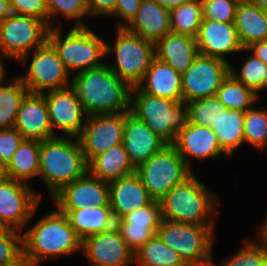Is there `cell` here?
<instances>
[{
	"label": "cell",
	"mask_w": 267,
	"mask_h": 266,
	"mask_svg": "<svg viewBox=\"0 0 267 266\" xmlns=\"http://www.w3.org/2000/svg\"><path fill=\"white\" fill-rule=\"evenodd\" d=\"M71 79L70 84L87 116L130 112L132 87L105 62L99 67L76 73Z\"/></svg>",
	"instance_id": "6da1fadb"
},
{
	"label": "cell",
	"mask_w": 267,
	"mask_h": 266,
	"mask_svg": "<svg viewBox=\"0 0 267 266\" xmlns=\"http://www.w3.org/2000/svg\"><path fill=\"white\" fill-rule=\"evenodd\" d=\"M81 244L82 240L71 227L67 215L56 208L22 234L24 264L37 266L57 255L81 252Z\"/></svg>",
	"instance_id": "7a4b0ae2"
},
{
	"label": "cell",
	"mask_w": 267,
	"mask_h": 266,
	"mask_svg": "<svg viewBox=\"0 0 267 266\" xmlns=\"http://www.w3.org/2000/svg\"><path fill=\"white\" fill-rule=\"evenodd\" d=\"M87 172L88 162L77 137L57 135L40 141L38 177L43 180L51 196Z\"/></svg>",
	"instance_id": "3957f363"
},
{
	"label": "cell",
	"mask_w": 267,
	"mask_h": 266,
	"mask_svg": "<svg viewBox=\"0 0 267 266\" xmlns=\"http://www.w3.org/2000/svg\"><path fill=\"white\" fill-rule=\"evenodd\" d=\"M215 195L193 173L159 200L162 219L200 226H214L211 215L217 214L218 201Z\"/></svg>",
	"instance_id": "277c9868"
},
{
	"label": "cell",
	"mask_w": 267,
	"mask_h": 266,
	"mask_svg": "<svg viewBox=\"0 0 267 266\" xmlns=\"http://www.w3.org/2000/svg\"><path fill=\"white\" fill-rule=\"evenodd\" d=\"M130 113L145 122L167 144L175 142L177 134L189 121L186 102L154 97L137 86L131 89Z\"/></svg>",
	"instance_id": "5b68a950"
},
{
	"label": "cell",
	"mask_w": 267,
	"mask_h": 266,
	"mask_svg": "<svg viewBox=\"0 0 267 266\" xmlns=\"http://www.w3.org/2000/svg\"><path fill=\"white\" fill-rule=\"evenodd\" d=\"M60 27L50 28L48 42L57 51L67 71L74 74L96 68L104 63L106 41L95 34L89 27H72L65 37L61 36Z\"/></svg>",
	"instance_id": "8992f818"
},
{
	"label": "cell",
	"mask_w": 267,
	"mask_h": 266,
	"mask_svg": "<svg viewBox=\"0 0 267 266\" xmlns=\"http://www.w3.org/2000/svg\"><path fill=\"white\" fill-rule=\"evenodd\" d=\"M113 46L106 42V55L116 54L115 64L108 66L120 79L131 87H136L156 57L155 43L143 39L125 27H118Z\"/></svg>",
	"instance_id": "52a82bcc"
},
{
	"label": "cell",
	"mask_w": 267,
	"mask_h": 266,
	"mask_svg": "<svg viewBox=\"0 0 267 266\" xmlns=\"http://www.w3.org/2000/svg\"><path fill=\"white\" fill-rule=\"evenodd\" d=\"M150 197L161 200L174 186L183 183L193 171L172 144H167L161 151L136 168Z\"/></svg>",
	"instance_id": "ba28073f"
},
{
	"label": "cell",
	"mask_w": 267,
	"mask_h": 266,
	"mask_svg": "<svg viewBox=\"0 0 267 266\" xmlns=\"http://www.w3.org/2000/svg\"><path fill=\"white\" fill-rule=\"evenodd\" d=\"M50 27L38 18L12 13L0 23V50L8 58L28 62V55L48 41Z\"/></svg>",
	"instance_id": "9c48e42d"
},
{
	"label": "cell",
	"mask_w": 267,
	"mask_h": 266,
	"mask_svg": "<svg viewBox=\"0 0 267 266\" xmlns=\"http://www.w3.org/2000/svg\"><path fill=\"white\" fill-rule=\"evenodd\" d=\"M156 235L186 264L204 260L212 253L214 226L162 220Z\"/></svg>",
	"instance_id": "30bf717a"
},
{
	"label": "cell",
	"mask_w": 267,
	"mask_h": 266,
	"mask_svg": "<svg viewBox=\"0 0 267 266\" xmlns=\"http://www.w3.org/2000/svg\"><path fill=\"white\" fill-rule=\"evenodd\" d=\"M229 62L199 54L181 74L183 101L215 97L218 88L230 73Z\"/></svg>",
	"instance_id": "8fae6325"
},
{
	"label": "cell",
	"mask_w": 267,
	"mask_h": 266,
	"mask_svg": "<svg viewBox=\"0 0 267 266\" xmlns=\"http://www.w3.org/2000/svg\"><path fill=\"white\" fill-rule=\"evenodd\" d=\"M33 51L28 73L20 77L29 93L41 94L71 86L69 85L70 73L48 41Z\"/></svg>",
	"instance_id": "7c38bea8"
},
{
	"label": "cell",
	"mask_w": 267,
	"mask_h": 266,
	"mask_svg": "<svg viewBox=\"0 0 267 266\" xmlns=\"http://www.w3.org/2000/svg\"><path fill=\"white\" fill-rule=\"evenodd\" d=\"M85 120L86 123L77 138L87 162L109 148L122 144L125 112L94 114Z\"/></svg>",
	"instance_id": "4fadbf2b"
},
{
	"label": "cell",
	"mask_w": 267,
	"mask_h": 266,
	"mask_svg": "<svg viewBox=\"0 0 267 266\" xmlns=\"http://www.w3.org/2000/svg\"><path fill=\"white\" fill-rule=\"evenodd\" d=\"M41 201V195L34 193L28 183L11 178L0 181V219L14 230L31 220Z\"/></svg>",
	"instance_id": "5bb4252c"
},
{
	"label": "cell",
	"mask_w": 267,
	"mask_h": 266,
	"mask_svg": "<svg viewBox=\"0 0 267 266\" xmlns=\"http://www.w3.org/2000/svg\"><path fill=\"white\" fill-rule=\"evenodd\" d=\"M52 198L57 209L66 215L71 210L88 206H110L109 184L87 172L83 177L64 185Z\"/></svg>",
	"instance_id": "9a60e30c"
},
{
	"label": "cell",
	"mask_w": 267,
	"mask_h": 266,
	"mask_svg": "<svg viewBox=\"0 0 267 266\" xmlns=\"http://www.w3.org/2000/svg\"><path fill=\"white\" fill-rule=\"evenodd\" d=\"M46 101L53 134L56 128L68 136L78 137L87 114L72 86L41 93ZM84 115V116H83Z\"/></svg>",
	"instance_id": "2e32d148"
},
{
	"label": "cell",
	"mask_w": 267,
	"mask_h": 266,
	"mask_svg": "<svg viewBox=\"0 0 267 266\" xmlns=\"http://www.w3.org/2000/svg\"><path fill=\"white\" fill-rule=\"evenodd\" d=\"M81 252L90 266H128L134 261V252L126 245L116 226L84 238Z\"/></svg>",
	"instance_id": "e0dca14e"
},
{
	"label": "cell",
	"mask_w": 267,
	"mask_h": 266,
	"mask_svg": "<svg viewBox=\"0 0 267 266\" xmlns=\"http://www.w3.org/2000/svg\"><path fill=\"white\" fill-rule=\"evenodd\" d=\"M199 54L228 62L226 54L243 51L235 23L203 19L195 37ZM225 55V56H224Z\"/></svg>",
	"instance_id": "ac0fdd59"
},
{
	"label": "cell",
	"mask_w": 267,
	"mask_h": 266,
	"mask_svg": "<svg viewBox=\"0 0 267 266\" xmlns=\"http://www.w3.org/2000/svg\"><path fill=\"white\" fill-rule=\"evenodd\" d=\"M122 144L135 168L148 161L167 145L145 122L137 119L130 112H125Z\"/></svg>",
	"instance_id": "d6986e66"
},
{
	"label": "cell",
	"mask_w": 267,
	"mask_h": 266,
	"mask_svg": "<svg viewBox=\"0 0 267 266\" xmlns=\"http://www.w3.org/2000/svg\"><path fill=\"white\" fill-rule=\"evenodd\" d=\"M14 128L29 140H47L53 134L48 107L40 93H28L20 105Z\"/></svg>",
	"instance_id": "ffe728a7"
},
{
	"label": "cell",
	"mask_w": 267,
	"mask_h": 266,
	"mask_svg": "<svg viewBox=\"0 0 267 266\" xmlns=\"http://www.w3.org/2000/svg\"><path fill=\"white\" fill-rule=\"evenodd\" d=\"M186 164L191 168L190 160L187 157H194L198 160L218 158L225 154L220 147L217 136L209 126H198L188 121L187 125L177 134L172 144Z\"/></svg>",
	"instance_id": "44dd1931"
},
{
	"label": "cell",
	"mask_w": 267,
	"mask_h": 266,
	"mask_svg": "<svg viewBox=\"0 0 267 266\" xmlns=\"http://www.w3.org/2000/svg\"><path fill=\"white\" fill-rule=\"evenodd\" d=\"M108 184L109 205L115 220H120L133 210L142 208L153 201L136 172Z\"/></svg>",
	"instance_id": "7402d4cb"
},
{
	"label": "cell",
	"mask_w": 267,
	"mask_h": 266,
	"mask_svg": "<svg viewBox=\"0 0 267 266\" xmlns=\"http://www.w3.org/2000/svg\"><path fill=\"white\" fill-rule=\"evenodd\" d=\"M137 87L144 93L175 102L183 101L181 73L155 57Z\"/></svg>",
	"instance_id": "603a6c76"
},
{
	"label": "cell",
	"mask_w": 267,
	"mask_h": 266,
	"mask_svg": "<svg viewBox=\"0 0 267 266\" xmlns=\"http://www.w3.org/2000/svg\"><path fill=\"white\" fill-rule=\"evenodd\" d=\"M156 57L184 73L199 55L195 37L170 31L155 44Z\"/></svg>",
	"instance_id": "cb8c5ba5"
},
{
	"label": "cell",
	"mask_w": 267,
	"mask_h": 266,
	"mask_svg": "<svg viewBox=\"0 0 267 266\" xmlns=\"http://www.w3.org/2000/svg\"><path fill=\"white\" fill-rule=\"evenodd\" d=\"M125 28L156 44L171 31L170 11L153 0H142L137 14Z\"/></svg>",
	"instance_id": "d4e9b609"
},
{
	"label": "cell",
	"mask_w": 267,
	"mask_h": 266,
	"mask_svg": "<svg viewBox=\"0 0 267 266\" xmlns=\"http://www.w3.org/2000/svg\"><path fill=\"white\" fill-rule=\"evenodd\" d=\"M88 172L104 182H111L136 172L123 144L109 148L88 162Z\"/></svg>",
	"instance_id": "484cf974"
},
{
	"label": "cell",
	"mask_w": 267,
	"mask_h": 266,
	"mask_svg": "<svg viewBox=\"0 0 267 266\" xmlns=\"http://www.w3.org/2000/svg\"><path fill=\"white\" fill-rule=\"evenodd\" d=\"M234 23L243 48L267 40V24L263 8L246 0H240L236 7Z\"/></svg>",
	"instance_id": "4316f807"
},
{
	"label": "cell",
	"mask_w": 267,
	"mask_h": 266,
	"mask_svg": "<svg viewBox=\"0 0 267 266\" xmlns=\"http://www.w3.org/2000/svg\"><path fill=\"white\" fill-rule=\"evenodd\" d=\"M67 217L81 240L111 230L116 225L110 206H88L84 209L71 210Z\"/></svg>",
	"instance_id": "83f0119b"
},
{
	"label": "cell",
	"mask_w": 267,
	"mask_h": 266,
	"mask_svg": "<svg viewBox=\"0 0 267 266\" xmlns=\"http://www.w3.org/2000/svg\"><path fill=\"white\" fill-rule=\"evenodd\" d=\"M244 112L226 109L219 110V113L210 124V128L217 136L221 149L228 155L234 154L236 148L244 141Z\"/></svg>",
	"instance_id": "f1b7e54d"
},
{
	"label": "cell",
	"mask_w": 267,
	"mask_h": 266,
	"mask_svg": "<svg viewBox=\"0 0 267 266\" xmlns=\"http://www.w3.org/2000/svg\"><path fill=\"white\" fill-rule=\"evenodd\" d=\"M40 141L24 139L7 164L9 177L26 183L39 176Z\"/></svg>",
	"instance_id": "f546056e"
},
{
	"label": "cell",
	"mask_w": 267,
	"mask_h": 266,
	"mask_svg": "<svg viewBox=\"0 0 267 266\" xmlns=\"http://www.w3.org/2000/svg\"><path fill=\"white\" fill-rule=\"evenodd\" d=\"M134 261L140 266H185L182 257L155 235L134 253Z\"/></svg>",
	"instance_id": "4dcf8cb0"
},
{
	"label": "cell",
	"mask_w": 267,
	"mask_h": 266,
	"mask_svg": "<svg viewBox=\"0 0 267 266\" xmlns=\"http://www.w3.org/2000/svg\"><path fill=\"white\" fill-rule=\"evenodd\" d=\"M216 97L226 109L240 112H246L251 109L252 105L257 100L256 93L242 84L230 73L218 88Z\"/></svg>",
	"instance_id": "1f68e13d"
},
{
	"label": "cell",
	"mask_w": 267,
	"mask_h": 266,
	"mask_svg": "<svg viewBox=\"0 0 267 266\" xmlns=\"http://www.w3.org/2000/svg\"><path fill=\"white\" fill-rule=\"evenodd\" d=\"M28 93L20 77L8 86L0 84V129L14 128L20 105Z\"/></svg>",
	"instance_id": "d6a6232c"
},
{
	"label": "cell",
	"mask_w": 267,
	"mask_h": 266,
	"mask_svg": "<svg viewBox=\"0 0 267 266\" xmlns=\"http://www.w3.org/2000/svg\"><path fill=\"white\" fill-rule=\"evenodd\" d=\"M203 20L201 0H191L170 11L171 31L196 37Z\"/></svg>",
	"instance_id": "836d02e7"
},
{
	"label": "cell",
	"mask_w": 267,
	"mask_h": 266,
	"mask_svg": "<svg viewBox=\"0 0 267 266\" xmlns=\"http://www.w3.org/2000/svg\"><path fill=\"white\" fill-rule=\"evenodd\" d=\"M244 141L260 150L267 147V111L254 109L244 112Z\"/></svg>",
	"instance_id": "e575fe53"
},
{
	"label": "cell",
	"mask_w": 267,
	"mask_h": 266,
	"mask_svg": "<svg viewBox=\"0 0 267 266\" xmlns=\"http://www.w3.org/2000/svg\"><path fill=\"white\" fill-rule=\"evenodd\" d=\"M246 57L247 58L245 59L244 64L241 67L240 73L236 72V70L233 69V66H230V74H232L242 84L256 93L258 99V91L263 84L267 71V65L252 53Z\"/></svg>",
	"instance_id": "d590c367"
},
{
	"label": "cell",
	"mask_w": 267,
	"mask_h": 266,
	"mask_svg": "<svg viewBox=\"0 0 267 266\" xmlns=\"http://www.w3.org/2000/svg\"><path fill=\"white\" fill-rule=\"evenodd\" d=\"M48 9V26L52 28L51 17L62 14L68 20L78 19L73 27H88L81 19L89 15L87 0H46Z\"/></svg>",
	"instance_id": "8d00e7d4"
},
{
	"label": "cell",
	"mask_w": 267,
	"mask_h": 266,
	"mask_svg": "<svg viewBox=\"0 0 267 266\" xmlns=\"http://www.w3.org/2000/svg\"><path fill=\"white\" fill-rule=\"evenodd\" d=\"M162 220L160 203L159 201L153 200L150 204L135 209L122 219L116 220V225L150 227L156 233Z\"/></svg>",
	"instance_id": "74e56055"
},
{
	"label": "cell",
	"mask_w": 267,
	"mask_h": 266,
	"mask_svg": "<svg viewBox=\"0 0 267 266\" xmlns=\"http://www.w3.org/2000/svg\"><path fill=\"white\" fill-rule=\"evenodd\" d=\"M187 104L189 122L198 126H210L215 121L219 110L224 108L216 96L197 99Z\"/></svg>",
	"instance_id": "f35d334b"
},
{
	"label": "cell",
	"mask_w": 267,
	"mask_h": 266,
	"mask_svg": "<svg viewBox=\"0 0 267 266\" xmlns=\"http://www.w3.org/2000/svg\"><path fill=\"white\" fill-rule=\"evenodd\" d=\"M0 266H25L23 260L22 234L11 229L0 237Z\"/></svg>",
	"instance_id": "ab89813d"
},
{
	"label": "cell",
	"mask_w": 267,
	"mask_h": 266,
	"mask_svg": "<svg viewBox=\"0 0 267 266\" xmlns=\"http://www.w3.org/2000/svg\"><path fill=\"white\" fill-rule=\"evenodd\" d=\"M257 234V240L259 242H246L245 246H242L239 251H236L234 256L220 266H262L263 235L260 232Z\"/></svg>",
	"instance_id": "60d3db41"
},
{
	"label": "cell",
	"mask_w": 267,
	"mask_h": 266,
	"mask_svg": "<svg viewBox=\"0 0 267 266\" xmlns=\"http://www.w3.org/2000/svg\"><path fill=\"white\" fill-rule=\"evenodd\" d=\"M240 0H201L203 19L232 23L235 22L236 7Z\"/></svg>",
	"instance_id": "b9f144b4"
},
{
	"label": "cell",
	"mask_w": 267,
	"mask_h": 266,
	"mask_svg": "<svg viewBox=\"0 0 267 266\" xmlns=\"http://www.w3.org/2000/svg\"><path fill=\"white\" fill-rule=\"evenodd\" d=\"M126 245L135 253L145 245L156 233L150 227L131 225H115Z\"/></svg>",
	"instance_id": "7bdbcfd3"
},
{
	"label": "cell",
	"mask_w": 267,
	"mask_h": 266,
	"mask_svg": "<svg viewBox=\"0 0 267 266\" xmlns=\"http://www.w3.org/2000/svg\"><path fill=\"white\" fill-rule=\"evenodd\" d=\"M12 13L31 16L48 24V9L46 0H10Z\"/></svg>",
	"instance_id": "ee69618b"
},
{
	"label": "cell",
	"mask_w": 267,
	"mask_h": 266,
	"mask_svg": "<svg viewBox=\"0 0 267 266\" xmlns=\"http://www.w3.org/2000/svg\"><path fill=\"white\" fill-rule=\"evenodd\" d=\"M23 140L15 128L0 129V158L8 164Z\"/></svg>",
	"instance_id": "f6af8a7d"
},
{
	"label": "cell",
	"mask_w": 267,
	"mask_h": 266,
	"mask_svg": "<svg viewBox=\"0 0 267 266\" xmlns=\"http://www.w3.org/2000/svg\"><path fill=\"white\" fill-rule=\"evenodd\" d=\"M142 0H116L114 12L110 16L123 18L126 23H118V27H125L135 17Z\"/></svg>",
	"instance_id": "bcb514c9"
},
{
	"label": "cell",
	"mask_w": 267,
	"mask_h": 266,
	"mask_svg": "<svg viewBox=\"0 0 267 266\" xmlns=\"http://www.w3.org/2000/svg\"><path fill=\"white\" fill-rule=\"evenodd\" d=\"M116 0H87L90 15H111L114 12Z\"/></svg>",
	"instance_id": "7dc6e473"
},
{
	"label": "cell",
	"mask_w": 267,
	"mask_h": 266,
	"mask_svg": "<svg viewBox=\"0 0 267 266\" xmlns=\"http://www.w3.org/2000/svg\"><path fill=\"white\" fill-rule=\"evenodd\" d=\"M243 50L253 52V55L267 65V40L255 42Z\"/></svg>",
	"instance_id": "c3c4849f"
},
{
	"label": "cell",
	"mask_w": 267,
	"mask_h": 266,
	"mask_svg": "<svg viewBox=\"0 0 267 266\" xmlns=\"http://www.w3.org/2000/svg\"><path fill=\"white\" fill-rule=\"evenodd\" d=\"M157 4H159L161 7H164L165 9L171 11L172 9L190 2L191 0H153Z\"/></svg>",
	"instance_id": "681fc988"
},
{
	"label": "cell",
	"mask_w": 267,
	"mask_h": 266,
	"mask_svg": "<svg viewBox=\"0 0 267 266\" xmlns=\"http://www.w3.org/2000/svg\"><path fill=\"white\" fill-rule=\"evenodd\" d=\"M11 14L10 1L0 0V23Z\"/></svg>",
	"instance_id": "f907efd6"
},
{
	"label": "cell",
	"mask_w": 267,
	"mask_h": 266,
	"mask_svg": "<svg viewBox=\"0 0 267 266\" xmlns=\"http://www.w3.org/2000/svg\"><path fill=\"white\" fill-rule=\"evenodd\" d=\"M185 266H215L212 261V254L204 260L188 263ZM217 266V265H216Z\"/></svg>",
	"instance_id": "816d5d0a"
},
{
	"label": "cell",
	"mask_w": 267,
	"mask_h": 266,
	"mask_svg": "<svg viewBox=\"0 0 267 266\" xmlns=\"http://www.w3.org/2000/svg\"><path fill=\"white\" fill-rule=\"evenodd\" d=\"M7 163L0 158V181L9 179Z\"/></svg>",
	"instance_id": "f5cc1de1"
},
{
	"label": "cell",
	"mask_w": 267,
	"mask_h": 266,
	"mask_svg": "<svg viewBox=\"0 0 267 266\" xmlns=\"http://www.w3.org/2000/svg\"><path fill=\"white\" fill-rule=\"evenodd\" d=\"M12 228L0 219V237L5 236Z\"/></svg>",
	"instance_id": "db71d44e"
},
{
	"label": "cell",
	"mask_w": 267,
	"mask_h": 266,
	"mask_svg": "<svg viewBox=\"0 0 267 266\" xmlns=\"http://www.w3.org/2000/svg\"><path fill=\"white\" fill-rule=\"evenodd\" d=\"M0 84H3L4 82H3V80H4V68H3V66H4V64L2 63V57L4 56V57H6L7 59H8V57H7V55L4 53V52H2L1 50H0Z\"/></svg>",
	"instance_id": "11a10c76"
},
{
	"label": "cell",
	"mask_w": 267,
	"mask_h": 266,
	"mask_svg": "<svg viewBox=\"0 0 267 266\" xmlns=\"http://www.w3.org/2000/svg\"><path fill=\"white\" fill-rule=\"evenodd\" d=\"M262 266H267V239L263 236V260Z\"/></svg>",
	"instance_id": "9f6ffc18"
},
{
	"label": "cell",
	"mask_w": 267,
	"mask_h": 266,
	"mask_svg": "<svg viewBox=\"0 0 267 266\" xmlns=\"http://www.w3.org/2000/svg\"><path fill=\"white\" fill-rule=\"evenodd\" d=\"M249 3L255 4L260 8L266 9L267 8V0H246Z\"/></svg>",
	"instance_id": "6f0895ef"
},
{
	"label": "cell",
	"mask_w": 267,
	"mask_h": 266,
	"mask_svg": "<svg viewBox=\"0 0 267 266\" xmlns=\"http://www.w3.org/2000/svg\"><path fill=\"white\" fill-rule=\"evenodd\" d=\"M265 223L259 227L258 232H260L267 239V218L264 221Z\"/></svg>",
	"instance_id": "680465c9"
},
{
	"label": "cell",
	"mask_w": 267,
	"mask_h": 266,
	"mask_svg": "<svg viewBox=\"0 0 267 266\" xmlns=\"http://www.w3.org/2000/svg\"><path fill=\"white\" fill-rule=\"evenodd\" d=\"M265 88H267V71H266V75L264 77L263 84H262V86H261L259 91H261L262 89H265Z\"/></svg>",
	"instance_id": "91938a15"
},
{
	"label": "cell",
	"mask_w": 267,
	"mask_h": 266,
	"mask_svg": "<svg viewBox=\"0 0 267 266\" xmlns=\"http://www.w3.org/2000/svg\"><path fill=\"white\" fill-rule=\"evenodd\" d=\"M264 15H265L266 24H267V8H266V9H264Z\"/></svg>",
	"instance_id": "94428289"
}]
</instances>
